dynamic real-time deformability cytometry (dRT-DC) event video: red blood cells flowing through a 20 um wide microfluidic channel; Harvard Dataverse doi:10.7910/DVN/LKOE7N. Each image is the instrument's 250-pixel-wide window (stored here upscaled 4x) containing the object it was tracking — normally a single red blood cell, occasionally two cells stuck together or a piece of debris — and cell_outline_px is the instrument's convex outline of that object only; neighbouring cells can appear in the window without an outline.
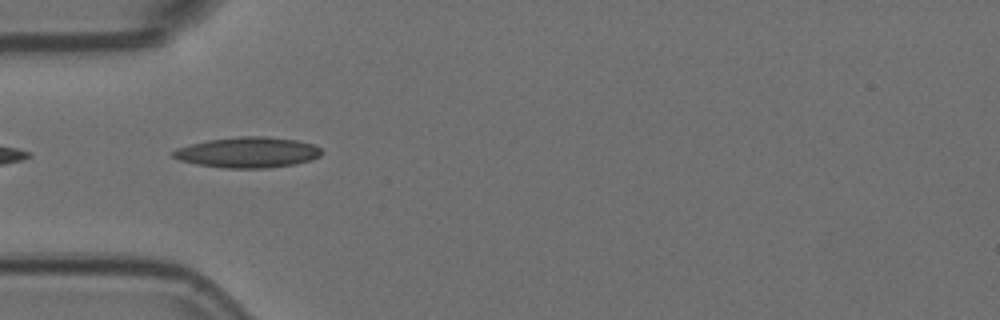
{"species": "Egyptian fruit bat (a non-hibernating species)", "species_latin": "Rousettus aegyptiacus", "temperature_condition": "room temperature", "stored_images_in_passage": 7, "camera_frame_rate_fps": 3000, "um_per_image_px": 0.085, "animal": {"sex": "female"}, "frame": {"image": 1, "passage_image": 5, "time_ms": 1.333, "image_size_px": [1000, 320], "cell_outline_px": [[324, 152], [320, 156], [312, 160], [296, 164], [268, 168], [224, 168], [196, 164], [180, 160], [172, 156], [172, 152], [176, 148], [208, 140], [240, 136], [264, 136], [296, 140], [312, 144], [320, 148]], "centroid_in_image_um": [21.09, 12.96], "position_along_channel_um": 63.9, "area_um2": 26.53}}
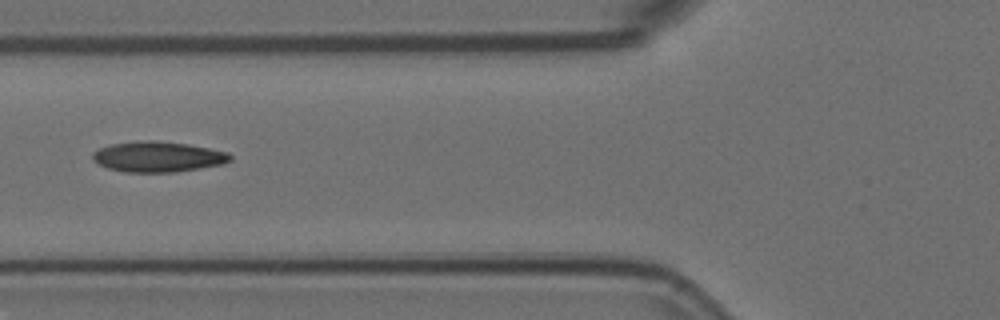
{"frame": {"image": 2, "passage_image": 6, "time_ms": 1.667, "image_size_px": [1000, 320], "cell_outline_px": [[232, 160], [220, 164], [176, 172], [124, 172], [108, 168], [92, 160], [92, 152], [100, 148], [112, 144], [148, 140], [152, 140], [188, 144], [228, 152], [232, 156]], "centroid_in_image_um": [13.41, 13.32], "position_along_channel_um": 112.4, "area_um2": 24.22}}
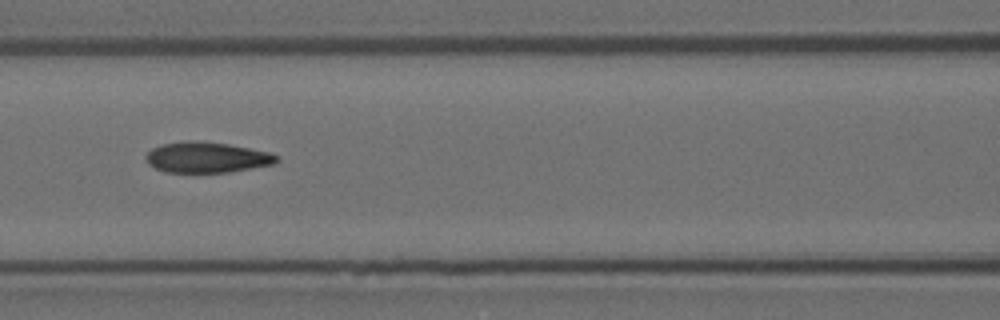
{"frame": {"image": 3, "passage_image": 7, "time_ms": 2.0, "image_size_px": [1000, 320], "cell_outline_px": [[280, 160], [276, 164], [228, 172], [164, 172], [148, 164], [144, 156], [152, 148], [160, 144], [228, 144], [268, 152], [276, 156]], "centroid_in_image_um": [17.6, 13.43], "position_along_channel_um": 149.0, "area_um2": 22.31}}